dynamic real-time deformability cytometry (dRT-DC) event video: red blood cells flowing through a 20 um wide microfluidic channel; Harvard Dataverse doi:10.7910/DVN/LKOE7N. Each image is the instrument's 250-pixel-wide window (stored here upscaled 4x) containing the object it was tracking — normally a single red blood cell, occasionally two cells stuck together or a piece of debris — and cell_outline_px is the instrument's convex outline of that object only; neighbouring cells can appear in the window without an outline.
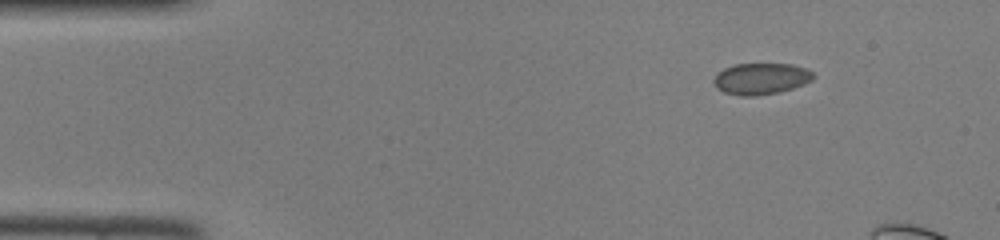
{"species": "common noctule bat (a hibernating species)", "species_latin": "Nyctalus noctula", "temperature_condition": "room temperature", "stored_images_in_passage": 8, "camera_frame_rate_fps": 3000, "um_per_image_px": 0.085, "animal": {"sex": "female", "body_mass_g": 22.0, "forearm_length_mm": 56.7}, "frame": {"image": 1, "passage_image": 1, "time_ms": 0.0, "image_size_px": [1000, 240], "cell_outline_px": [[812, 80], [804, 84], [792, 88], [776, 92], [752, 96], [740, 96], [724, 92], [716, 88], [712, 80], [724, 68], [736, 64], [792, 64], [804, 68], [812, 72]], "centroid_in_image_um": [64.65, 6.69], "position_along_channel_um": 20.4, "area_um2": 17.92}}